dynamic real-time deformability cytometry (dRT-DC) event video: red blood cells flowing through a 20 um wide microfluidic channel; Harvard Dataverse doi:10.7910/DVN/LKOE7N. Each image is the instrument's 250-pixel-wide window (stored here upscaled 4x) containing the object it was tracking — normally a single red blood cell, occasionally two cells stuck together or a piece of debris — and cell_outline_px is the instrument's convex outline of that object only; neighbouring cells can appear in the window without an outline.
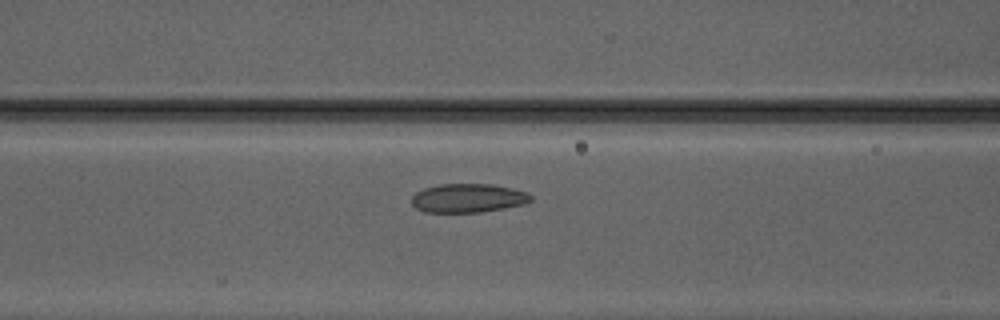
{"species": "Egyptian fruit bat (a non-hibernating species)", "species_latin": "Rousettus aegyptiacus", "temperature_condition": "warm", "stored_images_in_passage": 51, "camera_frame_rate_fps": 3000, "um_per_image_px": 0.085, "animal": {"sex": "male"}, "frame": {"image": 1, "passage_image": 23, "time_ms": 7.333, "image_size_px": [1000, 320], "cell_outline_px": [[532, 200], [524, 204], [504, 208], [480, 212], [424, 212], [416, 208], [412, 204], [412, 196], [416, 192], [424, 188], [440, 184], [492, 184], [512, 188], [528, 192], [532, 196]], "centroid_in_image_um": [39.79, 16.83], "position_along_channel_um": 126.8, "area_um2": 20.06}}
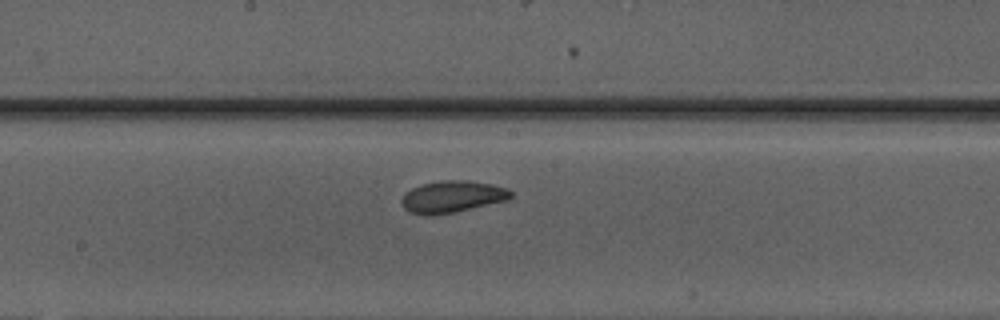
{"frame": {"image": 2, "passage_image": 29, "time_ms": 9.333, "image_size_px": [1000, 320], "cell_outline_px": [[512, 196], [508, 200], [456, 212], [428, 216], [408, 212], [404, 208], [400, 200], [404, 192], [420, 184], [444, 180], [468, 180], [492, 184], [508, 188], [512, 192]], "centroid_in_image_um": [38.42, 16.72], "position_along_channel_um": 209.8, "area_um2": 20.58}}
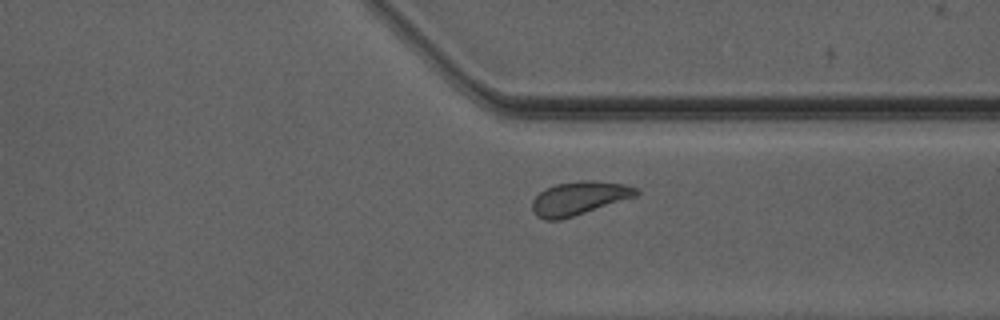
{"frame": {"image": 3, "passage_image": 40, "time_ms": 13.0, "image_size_px": [1000, 320], "cell_outline_px": [[640, 192], [636, 196], [560, 220], [544, 220], [536, 216], [532, 212], [532, 200], [544, 188], [556, 184], [580, 180], [596, 180], [624, 184], [640, 188]], "centroid_in_image_um": [49.2, 16.83], "position_along_channel_um": 362.2, "area_um2": 20.4}, "authors_computed_cell_mechanics": {"area_um2": 20.4612, "velocity_mm_per_s": 4.152, "shape_relaxation_time_tau1_ms": 4.1553, "shape_relaxation_time_tau2_ms": 1.9155, "deformation_change_tau1": 0.1105, "deformation_change_tau2": 0.0642}}